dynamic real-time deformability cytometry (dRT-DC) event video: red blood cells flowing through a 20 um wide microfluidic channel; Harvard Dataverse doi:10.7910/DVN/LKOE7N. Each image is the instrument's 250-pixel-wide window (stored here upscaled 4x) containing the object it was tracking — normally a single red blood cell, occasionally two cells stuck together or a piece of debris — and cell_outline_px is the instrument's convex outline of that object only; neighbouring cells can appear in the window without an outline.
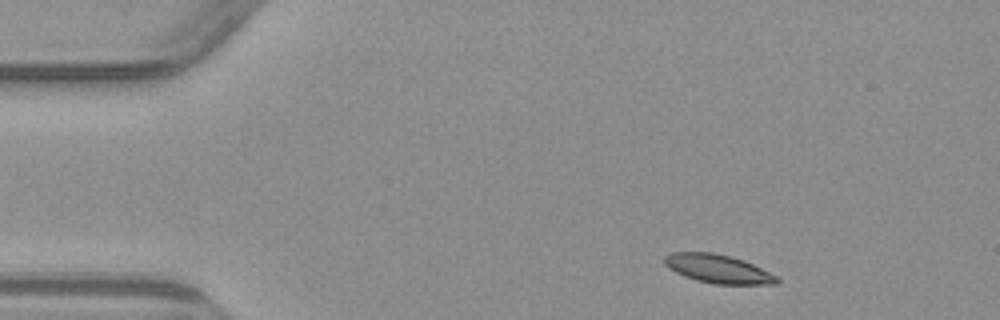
{"species": "common noctule bat (a hibernating species)", "species_latin": "Nyctalus noctula", "temperature_condition": "warm", "stored_images_in_passage": 3, "camera_frame_rate_fps": 3000, "um_per_image_px": 0.085, "animal": {"sex": "male", "body_mass_g": 23.1, "forearm_length_mm": 52.7}, "frame": {"image": 1, "passage_image": 1, "time_ms": 0.0, "image_size_px": [1000, 320], "cell_outline_px": [[780, 280], [776, 284], [712, 284], [696, 280], [684, 276], [668, 268], [664, 264], [664, 256], [672, 252], [712, 252], [732, 256], [744, 260], [776, 276]], "centroid_in_image_um": [60.99, 22.84], "position_along_channel_um": 24.0, "area_um2": 18.73}}